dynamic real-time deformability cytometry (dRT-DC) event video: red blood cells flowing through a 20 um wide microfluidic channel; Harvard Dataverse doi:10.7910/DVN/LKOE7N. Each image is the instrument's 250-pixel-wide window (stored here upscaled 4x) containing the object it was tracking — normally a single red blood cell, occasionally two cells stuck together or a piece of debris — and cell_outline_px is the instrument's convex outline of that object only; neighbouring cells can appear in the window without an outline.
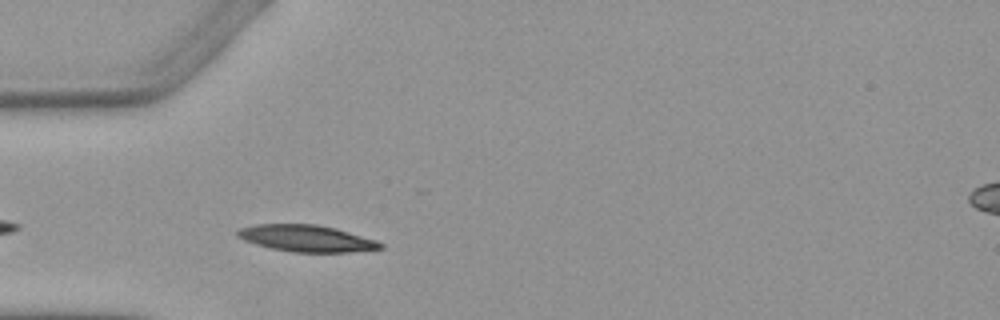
{"species": "Egyptian fruit bat (a non-hibernating species)", "species_latin": "Rousettus aegyptiacus", "temperature_condition": "warm", "stored_images_in_passage": 3, "camera_frame_rate_fps": 3000, "um_per_image_px": 0.085, "animal": {"sex": "female"}, "frame": {"image": 1, "passage_image": 3, "time_ms": 2.333, "image_size_px": [1000, 320], "cell_outline_px": [[384, 248], [348, 252], [292, 252], [272, 248], [256, 244], [244, 240], [236, 236], [236, 232], [240, 228], [256, 224], [316, 224], [336, 228], [376, 240], [384, 244]], "centroid_in_image_um": [26.05, 20.26], "position_along_channel_um": 58.9, "area_um2": 22.14}}